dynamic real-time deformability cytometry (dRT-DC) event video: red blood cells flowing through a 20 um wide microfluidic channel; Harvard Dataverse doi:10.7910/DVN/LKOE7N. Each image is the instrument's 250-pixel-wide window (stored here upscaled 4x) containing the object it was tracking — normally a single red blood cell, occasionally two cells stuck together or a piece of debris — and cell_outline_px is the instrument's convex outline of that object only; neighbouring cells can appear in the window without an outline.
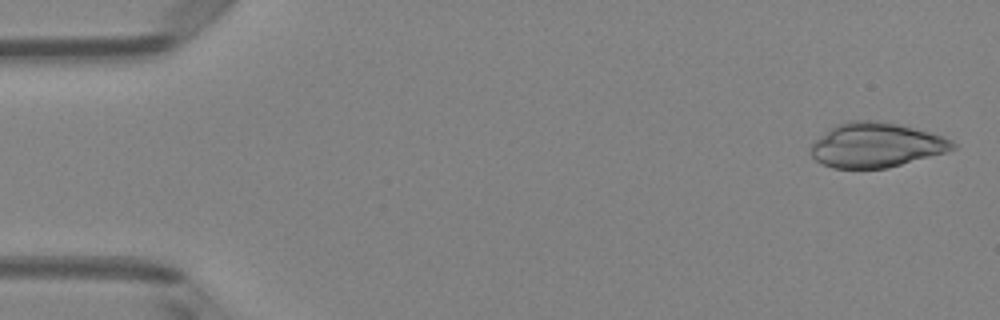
{"species": "Egyptian fruit bat (a non-hibernating species)", "species_latin": "Rousettus aegyptiacus", "temperature_condition": "room temperature", "stored_images_in_passage": 5, "camera_frame_rate_fps": 3000, "um_per_image_px": 0.085, "animal": {"sex": "female"}, "frame": {"image": 1, "passage_image": 1, "time_ms": 0.0, "image_size_px": [1000, 320], "cell_outline_px": [[956, 148], [948, 152], [888, 168], [832, 168], [816, 160], [808, 152], [812, 144], [820, 136], [832, 128], [840, 124], [852, 120], [876, 120], [896, 124], [928, 132], [952, 140], [956, 144]], "centroid_in_image_um": [74.48, 12.35], "position_along_channel_um": 10.5, "area_um2": 36.59}}